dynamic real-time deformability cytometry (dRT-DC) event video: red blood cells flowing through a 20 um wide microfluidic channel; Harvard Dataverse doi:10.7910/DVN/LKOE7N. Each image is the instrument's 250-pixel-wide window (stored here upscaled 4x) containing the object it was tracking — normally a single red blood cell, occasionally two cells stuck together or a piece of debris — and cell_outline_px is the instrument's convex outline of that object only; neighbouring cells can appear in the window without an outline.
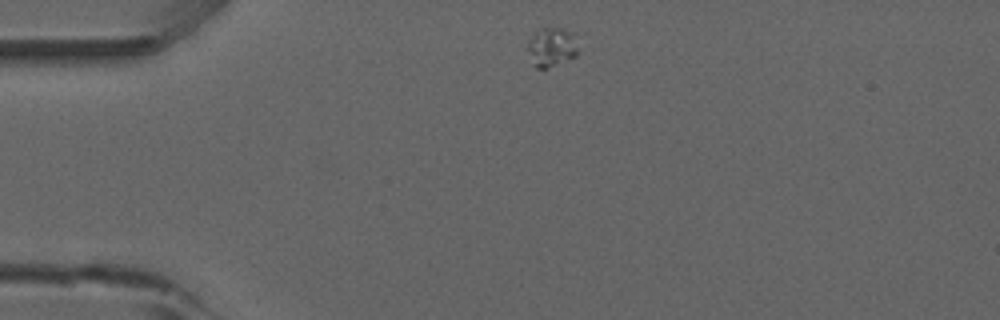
{"species": "common noctule bat (a hibernating species)", "species_latin": "Nyctalus noctula", "temperature_condition": "room temperature", "stored_images_in_passage": 43, "camera_frame_rate_fps": 3000, "um_per_image_px": 0.085, "animal": {"sex": "male", "forearm_length_mm": 52.5}, "frame": {"image": 1, "passage_image": 1, "time_ms": 0.0, "image_size_px": [1000, 320], "cell_outline_px": [[576, 56], [548, 68], [536, 68], [532, 64], [528, 48], [528, 40], [536, 32], [544, 28], [560, 28], [576, 32]], "centroid_in_image_um": [46.9, 4.0], "position_along_channel_um": 38.1, "area_um2": 11.44}}
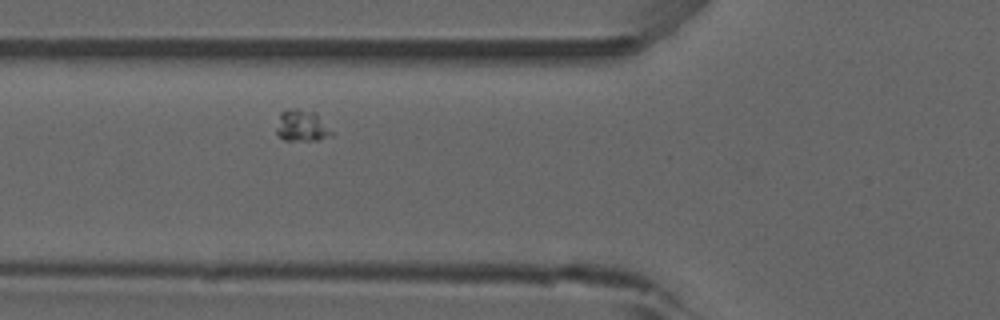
{"frame": {"image": 2, "passage_image": 9, "time_ms": 2.667, "image_size_px": [1000, 320], "cell_outline_px": [[332, 136], [316, 140], [284, 140], [276, 132], [276, 128], [280, 112], [296, 108], [316, 112], [332, 132]], "centroid_in_image_um": [25.65, 10.68], "position_along_channel_um": 100.2, "area_um2": 10.0}}